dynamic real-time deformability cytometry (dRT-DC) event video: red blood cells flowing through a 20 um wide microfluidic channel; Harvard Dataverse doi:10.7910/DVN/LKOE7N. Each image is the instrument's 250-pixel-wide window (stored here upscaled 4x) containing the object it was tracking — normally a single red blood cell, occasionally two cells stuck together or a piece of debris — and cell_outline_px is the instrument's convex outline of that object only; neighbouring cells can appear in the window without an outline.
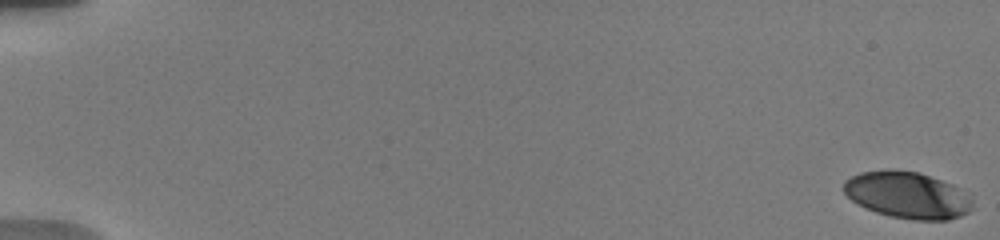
{"species": "human", "species_latin": "Homo sapiens", "temperature_condition": "warm", "stored_images_in_passage": 29, "camera_frame_rate_fps": 3000, "um_per_image_px": 0.085, "donor": {"sex": "male"}, "frame": {"image": 1, "passage_image": 1, "time_ms": 0.0, "image_size_px": [1000, 240], "cell_outline_px": [[972, 204], [968, 212], [960, 216], [948, 220], [912, 220], [892, 216], [876, 212], [864, 208], [852, 200], [844, 192], [844, 180], [860, 172], [892, 168], [920, 172], [952, 184], [972, 200]], "centroid_in_image_um": [77.09, 16.57], "position_along_channel_um": 7.9, "area_um2": 35.03}}
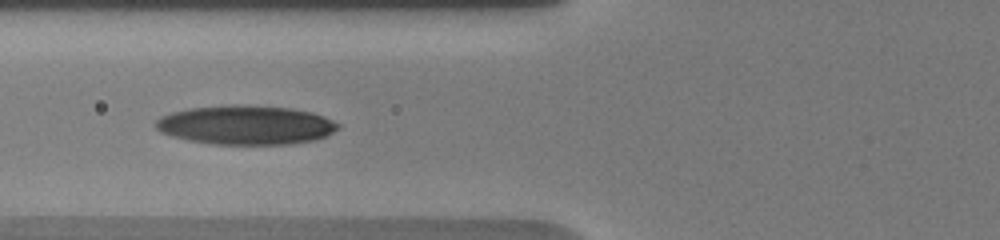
{"frame": {"image": 2, "passage_image": 22, "time_ms": 7.667, "image_size_px": [1000, 240], "cell_outline_px": [[340, 128], [316, 140], [292, 144], [212, 144], [188, 140], [172, 136], [160, 132], [156, 128], [156, 120], [160, 116], [172, 112], [192, 108], [232, 104], [236, 104], [292, 108], [312, 112], [324, 116], [340, 124]], "centroid_in_image_um": [20.91, 10.62], "position_along_channel_um": 104.9, "area_um2": 41.67}}
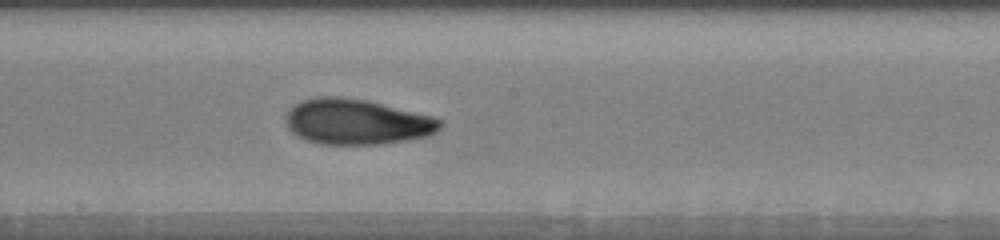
{"frame": {"image": 3, "passage_image": 29, "time_ms": 10.667, "image_size_px": [1000, 240], "cell_outline_px": [[444, 124], [436, 132], [428, 136], [380, 144], [320, 144], [304, 140], [296, 136], [288, 128], [288, 112], [296, 104], [304, 100], [316, 96], [340, 96], [368, 100], [432, 116], [444, 120]], "centroid_in_image_um": [30.36, 10.35], "position_along_channel_um": 217.8, "area_um2": 40.86}}